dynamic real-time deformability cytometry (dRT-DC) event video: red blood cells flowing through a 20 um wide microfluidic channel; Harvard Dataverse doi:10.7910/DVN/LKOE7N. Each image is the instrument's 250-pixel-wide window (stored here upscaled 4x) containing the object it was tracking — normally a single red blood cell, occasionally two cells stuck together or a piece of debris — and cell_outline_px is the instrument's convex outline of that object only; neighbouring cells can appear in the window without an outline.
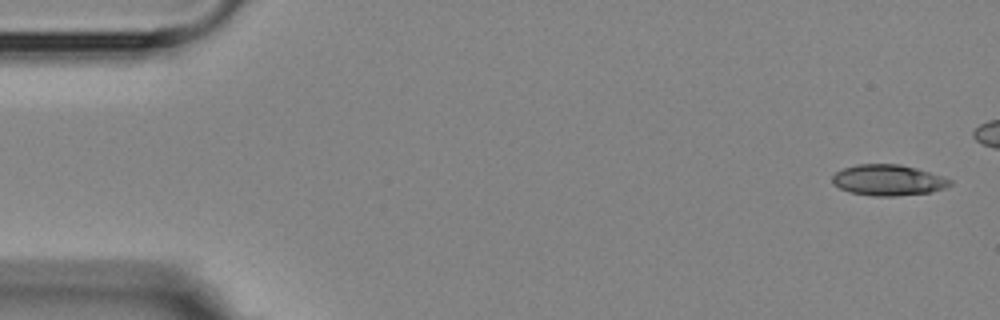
{"species": "Egyptian fruit bat (a non-hibernating species)", "species_latin": "Rousettus aegyptiacus", "temperature_condition": "room temperature", "stored_images_in_passage": 4, "camera_frame_rate_fps": 3000, "um_per_image_px": 0.085, "animal": {"sex": "female"}, "frame": {"image": 1, "passage_image": 1, "time_ms": 0.0, "image_size_px": [1000, 320], "cell_outline_px": [[952, 184], [944, 188], [928, 192], [896, 196], [872, 196], [852, 192], [840, 188], [832, 184], [832, 176], [836, 172], [844, 168], [856, 164], [900, 164], [916, 168], [952, 180]], "centroid_in_image_um": [75.46, 15.31], "position_along_channel_um": 9.5, "area_um2": 20.98}}